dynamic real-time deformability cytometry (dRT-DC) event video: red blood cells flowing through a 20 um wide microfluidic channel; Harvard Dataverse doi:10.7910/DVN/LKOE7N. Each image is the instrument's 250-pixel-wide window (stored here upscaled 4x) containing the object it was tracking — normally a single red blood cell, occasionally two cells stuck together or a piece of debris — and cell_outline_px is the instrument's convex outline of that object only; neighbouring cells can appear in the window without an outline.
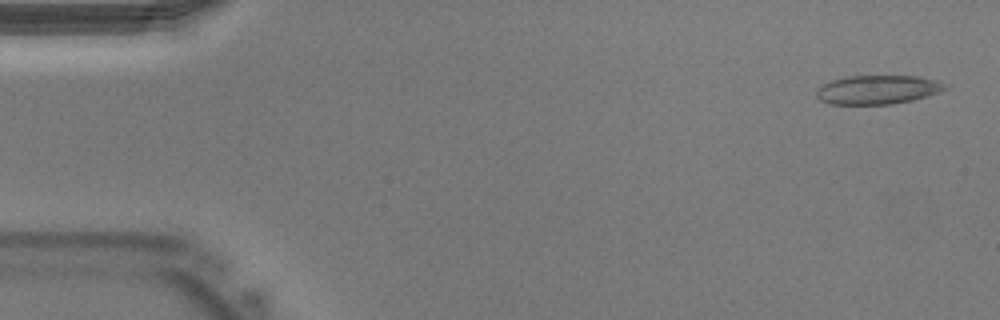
{"species": "Egyptian fruit bat (a non-hibernating species)", "species_latin": "Rousettus aegyptiacus", "temperature_condition": "warm", "stored_images_in_passage": 10, "camera_frame_rate_fps": 3000, "um_per_image_px": 0.085, "animal": {"sex": "male"}, "frame": {"image": 1, "passage_image": 2, "time_ms": 0.333, "image_size_px": [1000, 320], "cell_outline_px": [[948, 88], [940, 92], [912, 100], [888, 104], [832, 104], [820, 100], [816, 96], [816, 88], [820, 84], [832, 80], [848, 76], [916, 76], [932, 80], [944, 84]], "centroid_in_image_um": [74.53, 7.62], "position_along_channel_um": 10.5, "area_um2": 21.5}}